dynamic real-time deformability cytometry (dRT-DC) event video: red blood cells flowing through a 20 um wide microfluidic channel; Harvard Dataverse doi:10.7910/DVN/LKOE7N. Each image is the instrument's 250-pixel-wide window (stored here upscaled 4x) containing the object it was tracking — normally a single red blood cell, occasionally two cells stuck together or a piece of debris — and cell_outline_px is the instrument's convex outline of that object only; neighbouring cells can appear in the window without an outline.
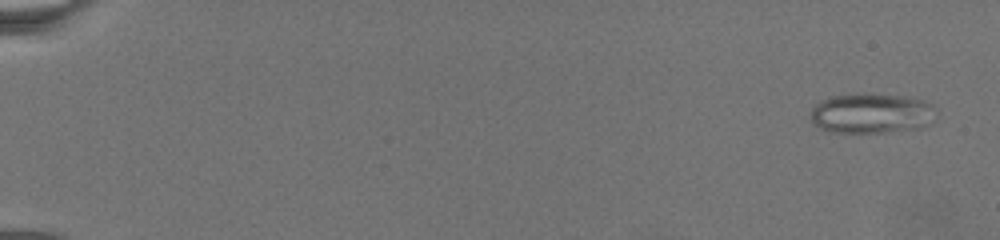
{"species": "common noctule bat (a hibernating species)", "species_latin": "Nyctalus noctula", "temperature_condition": "warm", "stored_images_in_passage": 70, "camera_frame_rate_fps": 3000, "um_per_image_px": 0.085, "animal": {"sex": "female", "body_mass_g": 19.5, "forearm_length_mm": 54.1}, "frame": {"image": 1, "passage_image": 4, "time_ms": 1.0, "image_size_px": [1000, 240], "cell_outline_px": [[936, 108], [924, 128], [888, 132], [832, 132], [820, 128], [812, 120], [812, 108], [816, 104], [832, 96], [908, 96], [924, 100], [932, 104]], "centroid_in_image_um": [74.11, 9.67], "position_along_channel_um": 10.9, "area_um2": 28.26}}
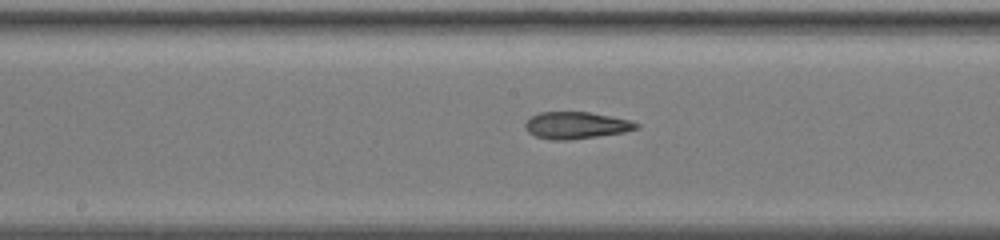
{"frame": {"image": 2, "passage_image": 39, "time_ms": 13.667, "image_size_px": [1000, 240], "cell_outline_px": [[640, 128], [624, 132], [572, 140], [548, 140], [536, 136], [528, 132], [524, 128], [524, 124], [532, 116], [540, 112], [588, 112], [632, 120], [640, 124]], "centroid_in_image_um": [48.99, 10.66], "position_along_channel_um": 199.2, "area_um2": 17.57}}
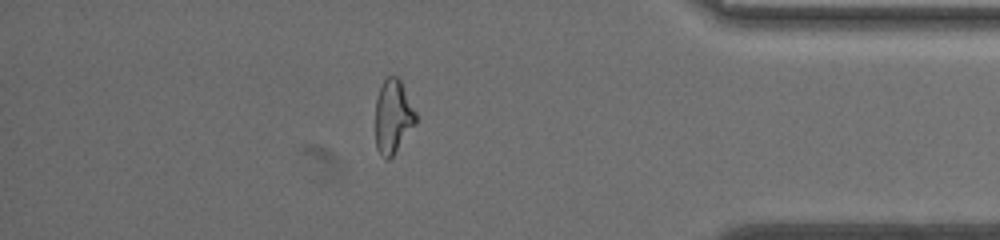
{"frame": {"image": 3, "passage_image": 62, "time_ms": 21.333, "image_size_px": [1000, 240], "cell_outline_px": [[416, 124], [392, 156], [388, 160], [384, 160], [376, 148], [376, 100], [380, 88], [384, 80], [388, 76], [396, 76], [400, 80], [416, 112]], "centroid_in_image_um": [33.4, 9.93], "position_along_channel_um": 401.8, "area_um2": 17.22}}